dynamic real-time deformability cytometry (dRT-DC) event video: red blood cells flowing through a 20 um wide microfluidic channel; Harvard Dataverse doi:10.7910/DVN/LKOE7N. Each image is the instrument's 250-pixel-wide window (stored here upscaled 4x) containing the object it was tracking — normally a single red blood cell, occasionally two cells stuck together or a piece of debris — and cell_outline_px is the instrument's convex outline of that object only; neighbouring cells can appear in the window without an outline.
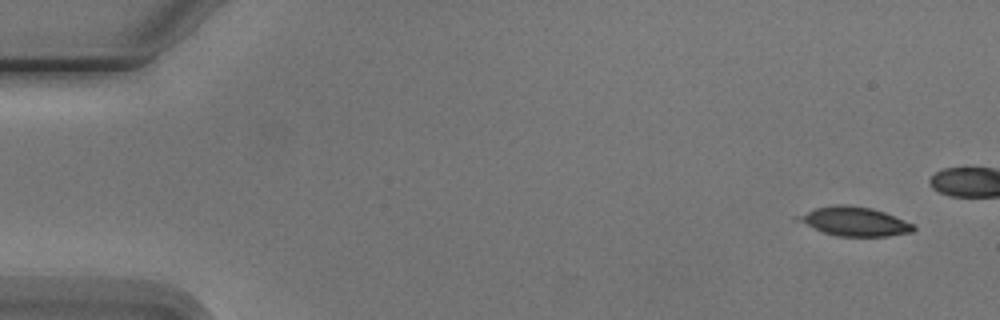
{"species": "Egyptian fruit bat (a non-hibernating species)", "species_latin": "Rousettus aegyptiacus", "temperature_condition": "cold", "stored_images_in_passage": 6, "camera_frame_rate_fps": 3000, "um_per_image_px": 0.085, "animal": {"sex": "male"}, "frame": {"image": 1, "passage_image": 1, "time_ms": 0.0, "image_size_px": [1000, 320], "cell_outline_px": [[916, 228], [912, 232], [888, 236], [836, 236], [824, 232], [792, 220], [792, 216], [816, 208], [836, 204], [848, 204], [872, 208], [884, 212], [916, 224]], "centroid_in_image_um": [72.59, 18.81], "position_along_channel_um": 12.4, "area_um2": 19.88}}
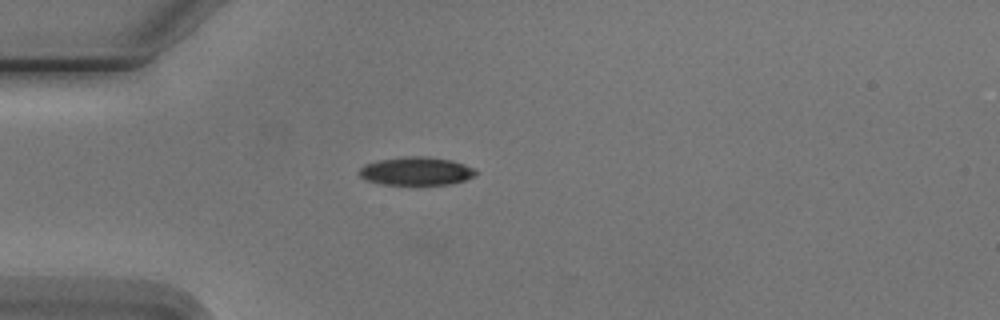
{"frame": {"image": 2, "passage_image": 5, "time_ms": 5.667, "image_size_px": [1000, 320], "cell_outline_px": [[476, 172], [472, 176], [464, 180], [452, 184], [380, 184], [368, 180], [360, 176], [360, 168], [364, 164], [380, 160], [404, 156], [428, 156], [452, 160], [464, 164], [472, 168]], "centroid_in_image_um": [35.36, 14.53], "position_along_channel_um": 49.6, "area_um2": 18.96}}